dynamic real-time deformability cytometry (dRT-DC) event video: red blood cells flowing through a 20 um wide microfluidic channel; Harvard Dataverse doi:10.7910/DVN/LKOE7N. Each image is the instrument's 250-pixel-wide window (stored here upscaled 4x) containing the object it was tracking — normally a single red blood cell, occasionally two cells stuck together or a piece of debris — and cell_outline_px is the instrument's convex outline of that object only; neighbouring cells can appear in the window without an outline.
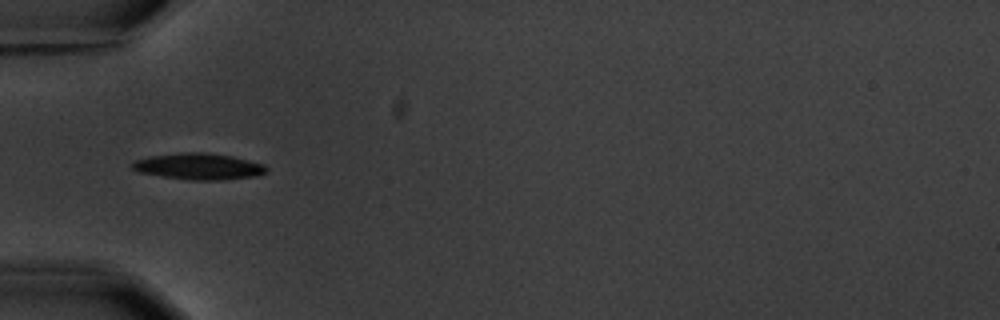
{"species": "common noctule bat (a hibernating species)", "species_latin": "Nyctalus noctula", "temperature_condition": "warm", "stored_images_in_passage": 1, "camera_frame_rate_fps": 3000, "um_per_image_px": 0.085, "animal": {"sex": "male", "body_mass_g": 20.1, "forearm_length_mm": 53.5}, "frame": {"image": 1, "passage_image": 1, "time_ms": 0.0, "image_size_px": [1000, 320], "cell_outline_px": [[268, 172], [256, 176], [220, 180], [188, 180], [136, 172], [128, 164], [132, 160], [148, 156], [184, 152], [204, 152], [232, 156], [264, 164], [268, 168]], "centroid_in_image_um": [16.83, 14.14], "position_along_channel_um": 68.2, "area_um2": 20.92}}